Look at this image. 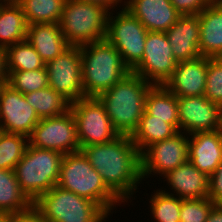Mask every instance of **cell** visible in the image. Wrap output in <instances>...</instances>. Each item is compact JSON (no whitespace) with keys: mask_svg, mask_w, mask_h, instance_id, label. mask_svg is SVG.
I'll use <instances>...</instances> for the list:
<instances>
[{"mask_svg":"<svg viewBox=\"0 0 222 222\" xmlns=\"http://www.w3.org/2000/svg\"><path fill=\"white\" fill-rule=\"evenodd\" d=\"M216 204L208 197L182 200L180 222H206Z\"/></svg>","mask_w":222,"mask_h":222,"instance_id":"836d02e7","label":"cell"},{"mask_svg":"<svg viewBox=\"0 0 222 222\" xmlns=\"http://www.w3.org/2000/svg\"><path fill=\"white\" fill-rule=\"evenodd\" d=\"M122 6L148 31L166 32L181 16L170 0H127Z\"/></svg>","mask_w":222,"mask_h":222,"instance_id":"e0dca14e","label":"cell"},{"mask_svg":"<svg viewBox=\"0 0 222 222\" xmlns=\"http://www.w3.org/2000/svg\"><path fill=\"white\" fill-rule=\"evenodd\" d=\"M80 53L85 97H98L130 72L107 39L81 45Z\"/></svg>","mask_w":222,"mask_h":222,"instance_id":"3957f363","label":"cell"},{"mask_svg":"<svg viewBox=\"0 0 222 222\" xmlns=\"http://www.w3.org/2000/svg\"><path fill=\"white\" fill-rule=\"evenodd\" d=\"M63 157L60 152L28 144L14 171L21 190L32 203L57 185Z\"/></svg>","mask_w":222,"mask_h":222,"instance_id":"5b68a950","label":"cell"},{"mask_svg":"<svg viewBox=\"0 0 222 222\" xmlns=\"http://www.w3.org/2000/svg\"><path fill=\"white\" fill-rule=\"evenodd\" d=\"M206 222H222V204H216L212 208Z\"/></svg>","mask_w":222,"mask_h":222,"instance_id":"ab89813d","label":"cell"},{"mask_svg":"<svg viewBox=\"0 0 222 222\" xmlns=\"http://www.w3.org/2000/svg\"><path fill=\"white\" fill-rule=\"evenodd\" d=\"M39 121L24 94L5 83L0 90V130L29 137Z\"/></svg>","mask_w":222,"mask_h":222,"instance_id":"5bb4252c","label":"cell"},{"mask_svg":"<svg viewBox=\"0 0 222 222\" xmlns=\"http://www.w3.org/2000/svg\"><path fill=\"white\" fill-rule=\"evenodd\" d=\"M7 1H9V0H0V3L7 2Z\"/></svg>","mask_w":222,"mask_h":222,"instance_id":"ee69618b","label":"cell"},{"mask_svg":"<svg viewBox=\"0 0 222 222\" xmlns=\"http://www.w3.org/2000/svg\"><path fill=\"white\" fill-rule=\"evenodd\" d=\"M109 12L95 4L65 0L60 29L71 46L106 39Z\"/></svg>","mask_w":222,"mask_h":222,"instance_id":"52a82bcc","label":"cell"},{"mask_svg":"<svg viewBox=\"0 0 222 222\" xmlns=\"http://www.w3.org/2000/svg\"><path fill=\"white\" fill-rule=\"evenodd\" d=\"M176 65L166 33L148 31L143 58L132 72L153 85H164Z\"/></svg>","mask_w":222,"mask_h":222,"instance_id":"7c38bea8","label":"cell"},{"mask_svg":"<svg viewBox=\"0 0 222 222\" xmlns=\"http://www.w3.org/2000/svg\"><path fill=\"white\" fill-rule=\"evenodd\" d=\"M220 131L222 133V115H221V127H220Z\"/></svg>","mask_w":222,"mask_h":222,"instance_id":"7bdbcfd3","label":"cell"},{"mask_svg":"<svg viewBox=\"0 0 222 222\" xmlns=\"http://www.w3.org/2000/svg\"><path fill=\"white\" fill-rule=\"evenodd\" d=\"M7 50L5 47L0 46V81L4 84L7 83Z\"/></svg>","mask_w":222,"mask_h":222,"instance_id":"74e56055","label":"cell"},{"mask_svg":"<svg viewBox=\"0 0 222 222\" xmlns=\"http://www.w3.org/2000/svg\"><path fill=\"white\" fill-rule=\"evenodd\" d=\"M28 144V137L0 130V169L14 170Z\"/></svg>","mask_w":222,"mask_h":222,"instance_id":"f546056e","label":"cell"},{"mask_svg":"<svg viewBox=\"0 0 222 222\" xmlns=\"http://www.w3.org/2000/svg\"><path fill=\"white\" fill-rule=\"evenodd\" d=\"M3 85H4V83L2 81H0V90H1Z\"/></svg>","mask_w":222,"mask_h":222,"instance_id":"b9f144b4","label":"cell"},{"mask_svg":"<svg viewBox=\"0 0 222 222\" xmlns=\"http://www.w3.org/2000/svg\"><path fill=\"white\" fill-rule=\"evenodd\" d=\"M10 222H48L34 208L30 211L13 215Z\"/></svg>","mask_w":222,"mask_h":222,"instance_id":"8d00e7d4","label":"cell"},{"mask_svg":"<svg viewBox=\"0 0 222 222\" xmlns=\"http://www.w3.org/2000/svg\"><path fill=\"white\" fill-rule=\"evenodd\" d=\"M7 84L22 94L49 86L46 67L29 71H8Z\"/></svg>","mask_w":222,"mask_h":222,"instance_id":"1f68e13d","label":"cell"},{"mask_svg":"<svg viewBox=\"0 0 222 222\" xmlns=\"http://www.w3.org/2000/svg\"><path fill=\"white\" fill-rule=\"evenodd\" d=\"M57 186L97 203L108 215L122 203L81 150L64 154Z\"/></svg>","mask_w":222,"mask_h":222,"instance_id":"277c9868","label":"cell"},{"mask_svg":"<svg viewBox=\"0 0 222 222\" xmlns=\"http://www.w3.org/2000/svg\"><path fill=\"white\" fill-rule=\"evenodd\" d=\"M163 177L166 178L165 180H167L168 186L170 185V189H173L174 193L176 192L174 194L162 190L167 194L176 195L182 200L208 197L209 177L200 172L189 161L168 172Z\"/></svg>","mask_w":222,"mask_h":222,"instance_id":"ffe728a7","label":"cell"},{"mask_svg":"<svg viewBox=\"0 0 222 222\" xmlns=\"http://www.w3.org/2000/svg\"><path fill=\"white\" fill-rule=\"evenodd\" d=\"M70 110L76 121L80 149L108 143L120 136L97 97H85L72 102Z\"/></svg>","mask_w":222,"mask_h":222,"instance_id":"9c48e42d","label":"cell"},{"mask_svg":"<svg viewBox=\"0 0 222 222\" xmlns=\"http://www.w3.org/2000/svg\"><path fill=\"white\" fill-rule=\"evenodd\" d=\"M177 133L178 131L171 124L155 118L145 110L131 139L142 153L153 143L171 138Z\"/></svg>","mask_w":222,"mask_h":222,"instance_id":"484cf974","label":"cell"},{"mask_svg":"<svg viewBox=\"0 0 222 222\" xmlns=\"http://www.w3.org/2000/svg\"><path fill=\"white\" fill-rule=\"evenodd\" d=\"M201 56L222 57V0H216L199 14Z\"/></svg>","mask_w":222,"mask_h":222,"instance_id":"44dd1931","label":"cell"},{"mask_svg":"<svg viewBox=\"0 0 222 222\" xmlns=\"http://www.w3.org/2000/svg\"><path fill=\"white\" fill-rule=\"evenodd\" d=\"M26 40L34 47L45 64L70 46L63 36L60 25L55 23L28 25Z\"/></svg>","mask_w":222,"mask_h":222,"instance_id":"7402d4cb","label":"cell"},{"mask_svg":"<svg viewBox=\"0 0 222 222\" xmlns=\"http://www.w3.org/2000/svg\"><path fill=\"white\" fill-rule=\"evenodd\" d=\"M165 33L177 62L194 60L201 56L198 15H181Z\"/></svg>","mask_w":222,"mask_h":222,"instance_id":"ac0fdd59","label":"cell"},{"mask_svg":"<svg viewBox=\"0 0 222 222\" xmlns=\"http://www.w3.org/2000/svg\"><path fill=\"white\" fill-rule=\"evenodd\" d=\"M107 18L106 39L121 54L124 64L132 71L142 60L148 30L124 7Z\"/></svg>","mask_w":222,"mask_h":222,"instance_id":"ba28073f","label":"cell"},{"mask_svg":"<svg viewBox=\"0 0 222 222\" xmlns=\"http://www.w3.org/2000/svg\"><path fill=\"white\" fill-rule=\"evenodd\" d=\"M210 198L215 204H222V161L209 177V192Z\"/></svg>","mask_w":222,"mask_h":222,"instance_id":"d590c367","label":"cell"},{"mask_svg":"<svg viewBox=\"0 0 222 222\" xmlns=\"http://www.w3.org/2000/svg\"><path fill=\"white\" fill-rule=\"evenodd\" d=\"M188 154L189 136L180 131L171 138L153 143L141 153L142 179L149 178L152 173L166 175L188 161Z\"/></svg>","mask_w":222,"mask_h":222,"instance_id":"4fadbf2b","label":"cell"},{"mask_svg":"<svg viewBox=\"0 0 222 222\" xmlns=\"http://www.w3.org/2000/svg\"><path fill=\"white\" fill-rule=\"evenodd\" d=\"M48 84L71 103L85 98L82 83L80 46H69L59 56L45 64Z\"/></svg>","mask_w":222,"mask_h":222,"instance_id":"8fae6325","label":"cell"},{"mask_svg":"<svg viewBox=\"0 0 222 222\" xmlns=\"http://www.w3.org/2000/svg\"><path fill=\"white\" fill-rule=\"evenodd\" d=\"M32 147L68 154L80 151L76 121L71 110L64 115L43 118L28 137Z\"/></svg>","mask_w":222,"mask_h":222,"instance_id":"30bf717a","label":"cell"},{"mask_svg":"<svg viewBox=\"0 0 222 222\" xmlns=\"http://www.w3.org/2000/svg\"><path fill=\"white\" fill-rule=\"evenodd\" d=\"M204 96L222 107V57H207L206 88Z\"/></svg>","mask_w":222,"mask_h":222,"instance_id":"d6a6232c","label":"cell"},{"mask_svg":"<svg viewBox=\"0 0 222 222\" xmlns=\"http://www.w3.org/2000/svg\"><path fill=\"white\" fill-rule=\"evenodd\" d=\"M24 96L40 119L64 115L71 108V102L50 86Z\"/></svg>","mask_w":222,"mask_h":222,"instance_id":"4316f807","label":"cell"},{"mask_svg":"<svg viewBox=\"0 0 222 222\" xmlns=\"http://www.w3.org/2000/svg\"><path fill=\"white\" fill-rule=\"evenodd\" d=\"M80 150L122 202L134 195L143 179L141 153L131 136L120 135L111 142L88 145Z\"/></svg>","mask_w":222,"mask_h":222,"instance_id":"6da1fadb","label":"cell"},{"mask_svg":"<svg viewBox=\"0 0 222 222\" xmlns=\"http://www.w3.org/2000/svg\"><path fill=\"white\" fill-rule=\"evenodd\" d=\"M33 208L48 222H106L108 214L95 202L55 185Z\"/></svg>","mask_w":222,"mask_h":222,"instance_id":"8992f818","label":"cell"},{"mask_svg":"<svg viewBox=\"0 0 222 222\" xmlns=\"http://www.w3.org/2000/svg\"><path fill=\"white\" fill-rule=\"evenodd\" d=\"M6 50L7 71H29L45 66L40 55L27 40L10 45Z\"/></svg>","mask_w":222,"mask_h":222,"instance_id":"f1b7e54d","label":"cell"},{"mask_svg":"<svg viewBox=\"0 0 222 222\" xmlns=\"http://www.w3.org/2000/svg\"><path fill=\"white\" fill-rule=\"evenodd\" d=\"M145 110L155 118L171 124L179 132L177 97L164 85H153L145 99Z\"/></svg>","mask_w":222,"mask_h":222,"instance_id":"cb8c5ba5","label":"cell"},{"mask_svg":"<svg viewBox=\"0 0 222 222\" xmlns=\"http://www.w3.org/2000/svg\"><path fill=\"white\" fill-rule=\"evenodd\" d=\"M32 208L33 203L21 190L15 171L0 169V211L13 216Z\"/></svg>","mask_w":222,"mask_h":222,"instance_id":"d4e9b609","label":"cell"},{"mask_svg":"<svg viewBox=\"0 0 222 222\" xmlns=\"http://www.w3.org/2000/svg\"><path fill=\"white\" fill-rule=\"evenodd\" d=\"M77 1L98 5L106 9L108 12L111 11V9H114L115 6L117 7V5L123 3L122 0H77Z\"/></svg>","mask_w":222,"mask_h":222,"instance_id":"f35d334b","label":"cell"},{"mask_svg":"<svg viewBox=\"0 0 222 222\" xmlns=\"http://www.w3.org/2000/svg\"><path fill=\"white\" fill-rule=\"evenodd\" d=\"M206 75L207 57L177 62L172 76L164 86L177 98L204 96Z\"/></svg>","mask_w":222,"mask_h":222,"instance_id":"2e32d148","label":"cell"},{"mask_svg":"<svg viewBox=\"0 0 222 222\" xmlns=\"http://www.w3.org/2000/svg\"><path fill=\"white\" fill-rule=\"evenodd\" d=\"M188 161L210 177L222 161V133L219 130L189 135Z\"/></svg>","mask_w":222,"mask_h":222,"instance_id":"d6986e66","label":"cell"},{"mask_svg":"<svg viewBox=\"0 0 222 222\" xmlns=\"http://www.w3.org/2000/svg\"><path fill=\"white\" fill-rule=\"evenodd\" d=\"M179 110V131L188 136L197 132L219 130L222 107L205 96L177 98Z\"/></svg>","mask_w":222,"mask_h":222,"instance_id":"9a60e30c","label":"cell"},{"mask_svg":"<svg viewBox=\"0 0 222 222\" xmlns=\"http://www.w3.org/2000/svg\"><path fill=\"white\" fill-rule=\"evenodd\" d=\"M151 197L149 199L150 211L156 222H180L182 199L162 190H157Z\"/></svg>","mask_w":222,"mask_h":222,"instance_id":"4dcf8cb0","label":"cell"},{"mask_svg":"<svg viewBox=\"0 0 222 222\" xmlns=\"http://www.w3.org/2000/svg\"><path fill=\"white\" fill-rule=\"evenodd\" d=\"M12 216L0 211V222H10Z\"/></svg>","mask_w":222,"mask_h":222,"instance_id":"60d3db41","label":"cell"},{"mask_svg":"<svg viewBox=\"0 0 222 222\" xmlns=\"http://www.w3.org/2000/svg\"><path fill=\"white\" fill-rule=\"evenodd\" d=\"M181 15H198L216 0H170Z\"/></svg>","mask_w":222,"mask_h":222,"instance_id":"e575fe53","label":"cell"},{"mask_svg":"<svg viewBox=\"0 0 222 222\" xmlns=\"http://www.w3.org/2000/svg\"><path fill=\"white\" fill-rule=\"evenodd\" d=\"M153 86L130 71L112 88L97 98L104 105L114 129L119 135L132 136L145 111V99Z\"/></svg>","mask_w":222,"mask_h":222,"instance_id":"7a4b0ae2","label":"cell"},{"mask_svg":"<svg viewBox=\"0 0 222 222\" xmlns=\"http://www.w3.org/2000/svg\"><path fill=\"white\" fill-rule=\"evenodd\" d=\"M28 23L15 0L0 3V46L7 48L26 40Z\"/></svg>","mask_w":222,"mask_h":222,"instance_id":"603a6c76","label":"cell"},{"mask_svg":"<svg viewBox=\"0 0 222 222\" xmlns=\"http://www.w3.org/2000/svg\"><path fill=\"white\" fill-rule=\"evenodd\" d=\"M22 8L28 25L59 24L65 0H15Z\"/></svg>","mask_w":222,"mask_h":222,"instance_id":"83f0119b","label":"cell"}]
</instances>
